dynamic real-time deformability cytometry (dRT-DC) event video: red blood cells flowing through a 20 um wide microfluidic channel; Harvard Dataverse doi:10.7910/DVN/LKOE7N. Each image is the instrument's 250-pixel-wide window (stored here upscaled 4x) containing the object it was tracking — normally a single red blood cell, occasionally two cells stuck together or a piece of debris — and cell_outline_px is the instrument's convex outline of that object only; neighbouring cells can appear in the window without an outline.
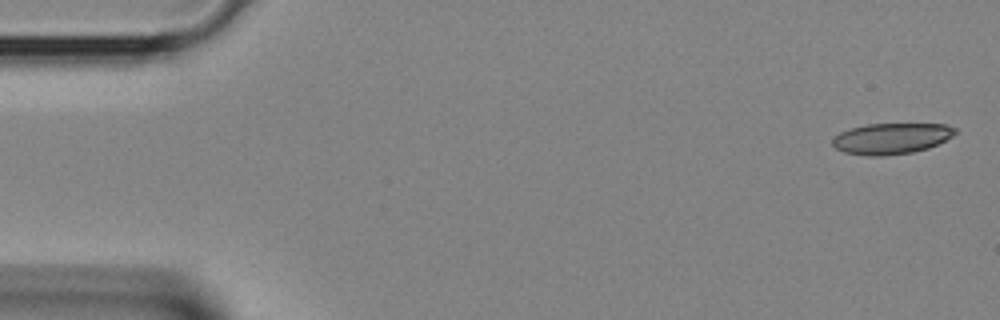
{"species": "Egyptian fruit bat (a non-hibernating species)", "species_latin": "Rousettus aegyptiacus", "temperature_condition": "room temperature", "stored_images_in_passage": 38, "segment_of_instrument_passage": [1, 2], "camera_frame_rate_fps": 3000, "um_per_image_px": 0.085, "animal": {"sex": "female"}, "frame": {"image": 1, "passage_image": 1, "time_ms": 0.0, "image_size_px": [1000, 320], "cell_outline_px": [[956, 132], [952, 136], [928, 148], [912, 152], [884, 156], [864, 156], [844, 152], [836, 148], [832, 144], [832, 136], [840, 132], [852, 128], [868, 124], [948, 124], [956, 128]], "centroid_in_image_um": [75.73, 11.77], "position_along_channel_um": 9.3, "area_um2": 22.14}}
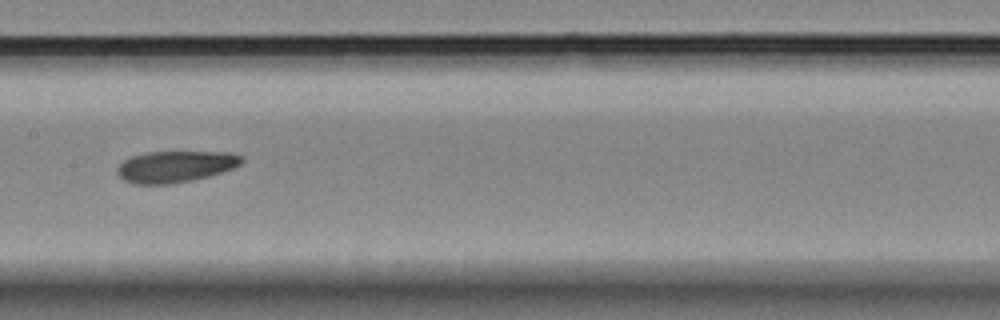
{"frame": {"image": 2, "passage_image": 18, "time_ms": 5.667, "image_size_px": [1000, 320], "cell_outline_px": [[244, 160], [240, 164], [232, 168], [208, 176], [192, 180], [168, 184], [136, 184], [124, 180], [116, 172], [116, 168], [128, 156], [148, 152], [232, 152], [244, 156]], "centroid_in_image_um": [14.9, 14.14], "position_along_channel_um": 192.5, "area_um2": 22.83}}
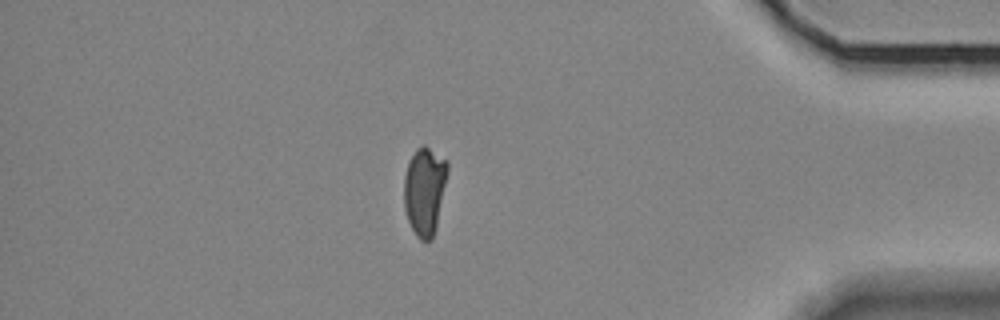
{"frame": {"image": 3, "passage_image": 32, "time_ms": 10.333, "image_size_px": [1000, 320], "cell_outline_px": [[448, 172], [436, 228], [432, 240], [420, 240], [416, 236], [408, 220], [404, 208], [404, 176], [408, 164], [416, 148], [424, 144], [448, 160]], "centroid_in_image_um": [36.1, 16.2], "position_along_channel_um": 399.1, "area_um2": 22.43}}